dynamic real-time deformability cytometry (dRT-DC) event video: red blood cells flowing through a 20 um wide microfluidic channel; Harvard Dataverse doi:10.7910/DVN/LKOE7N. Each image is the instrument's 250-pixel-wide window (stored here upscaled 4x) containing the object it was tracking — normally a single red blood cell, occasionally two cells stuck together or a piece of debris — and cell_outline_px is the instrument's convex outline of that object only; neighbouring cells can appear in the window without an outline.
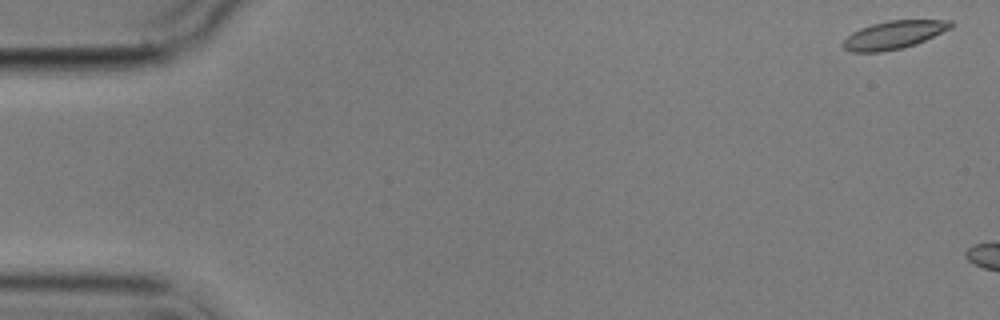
{"species": "common noctule bat (a hibernating species)", "species_latin": "Nyctalus noctula", "temperature_condition": "cold", "stored_images_in_passage": 7, "camera_frame_rate_fps": 3000, "um_per_image_px": 0.085, "animal": {"sex": "male", "body_mass_g": 17.9}, "frame": {"image": 1, "passage_image": 1, "time_ms": 0.0, "image_size_px": [1000, 320], "cell_outline_px": [[956, 24], [952, 28], [916, 44], [900, 48], [880, 52], [848, 52], [840, 44], [852, 32], [860, 28], [872, 24], [888, 20], [952, 20]], "centroid_in_image_um": [75.98, 2.96], "position_along_channel_um": 9.0, "area_um2": 17.74}}
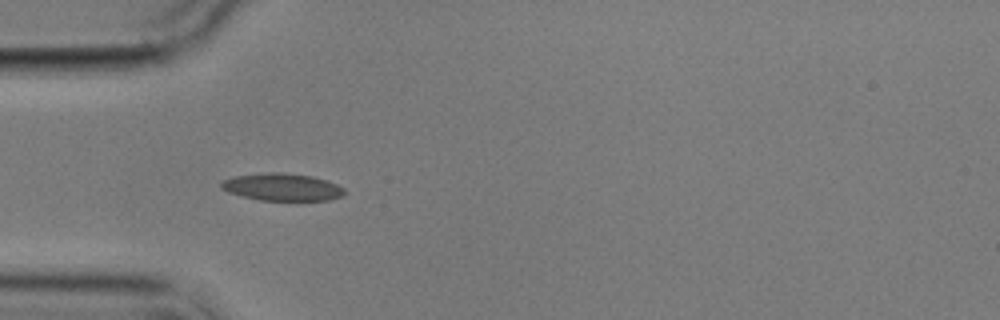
{"frame": {"image": 2, "passage_image": 6, "time_ms": 7.0, "image_size_px": [1000, 320], "cell_outline_px": [[344, 192], [340, 196], [328, 200], [260, 200], [228, 192], [220, 188], [220, 184], [224, 180], [236, 176], [264, 172], [284, 172], [312, 176], [328, 180], [344, 188]], "centroid_in_image_um": [23.98, 15.88], "position_along_channel_um": 61.0, "area_um2": 19.54}}
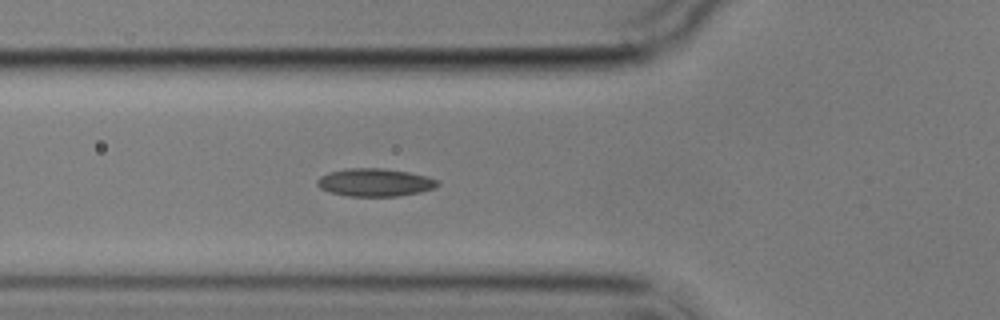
{"frame": {"image": 3, "passage_image": 7, "time_ms": 8.0, "image_size_px": [1000, 320], "cell_outline_px": [[440, 184], [436, 188], [420, 192], [396, 196], [348, 196], [328, 192], [320, 188], [316, 184], [316, 180], [320, 176], [328, 172], [348, 168], [384, 168], [408, 172], [428, 176], [440, 180]], "centroid_in_image_um": [31.88, 15.5], "position_along_channel_um": 93.9, "area_um2": 19.83}}